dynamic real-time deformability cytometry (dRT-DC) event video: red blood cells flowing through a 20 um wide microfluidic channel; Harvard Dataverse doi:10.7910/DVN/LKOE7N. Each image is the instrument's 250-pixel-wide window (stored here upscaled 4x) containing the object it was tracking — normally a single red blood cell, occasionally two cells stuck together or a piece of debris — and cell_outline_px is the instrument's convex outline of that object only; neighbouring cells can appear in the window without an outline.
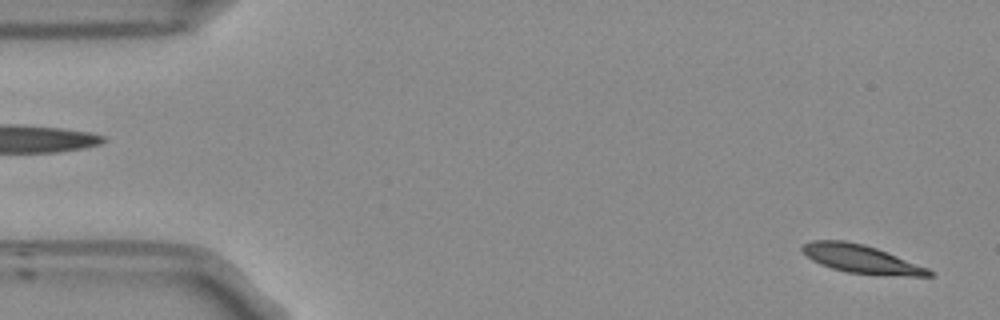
{"species": "Egyptian fruit bat (a non-hibernating species)", "species_latin": "Rousettus aegyptiacus", "temperature_condition": "room temperature", "stored_images_in_passage": 52, "camera_frame_rate_fps": 3000, "um_per_image_px": 0.085, "frame": {"image": 1, "passage_image": 1, "time_ms": 0.0, "image_size_px": [1000, 320], "cell_outline_px": [[936, 272], [932, 276], [908, 276], [848, 272], [832, 268], [820, 264], [812, 260], [800, 248], [804, 244], [812, 240], [844, 240], [864, 244], [876, 248], [928, 268]], "centroid_in_image_um": [73.21, 22.01], "position_along_channel_um": 11.8, "area_um2": 20.58}}
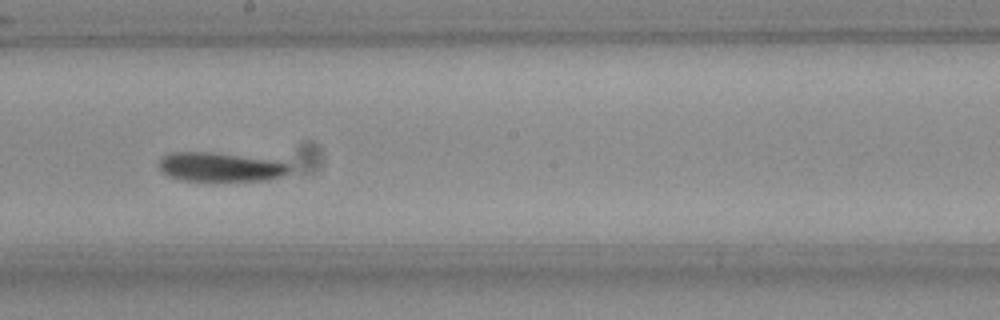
{"frame": {"image": 2, "passage_image": 28, "time_ms": 9.0, "image_size_px": [1000, 320], "cell_outline_px": [[292, 168], [288, 172], [280, 176], [268, 180], [184, 180], [168, 176], [160, 168], [160, 160], [164, 156], [172, 152], [212, 152], [276, 160], [288, 164]], "centroid_in_image_um": [18.76, 14.18], "position_along_channel_um": 229.4, "area_um2": 21.79}}
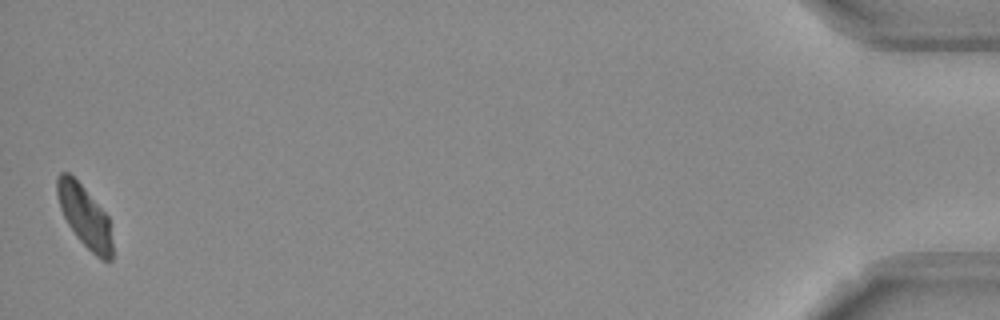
{"frame": {"image": 3, "passage_image": 52, "time_ms": 17.0, "image_size_px": [1000, 320], "cell_outline_px": [[112, 260], [108, 264], [100, 260], [76, 236], [68, 224], [60, 208], [56, 192], [56, 176], [60, 172], [68, 172], [84, 188], [108, 216], [112, 244]], "centroid_in_image_um": [7.19, 18.41], "position_along_channel_um": 428.0, "area_um2": 19.83}, "authors_computed_cell_mechanics": {"area_um2": 21.8484, "velocity_mm_per_s": 3.7016, "shape_relaxation_time_tau1_ms": 6.7239, "shape_relaxation_time_tau2_ms": 7.1324, "deformation_change_tau1": 0.1768, "deformation_change_tau2": 0.1152}}